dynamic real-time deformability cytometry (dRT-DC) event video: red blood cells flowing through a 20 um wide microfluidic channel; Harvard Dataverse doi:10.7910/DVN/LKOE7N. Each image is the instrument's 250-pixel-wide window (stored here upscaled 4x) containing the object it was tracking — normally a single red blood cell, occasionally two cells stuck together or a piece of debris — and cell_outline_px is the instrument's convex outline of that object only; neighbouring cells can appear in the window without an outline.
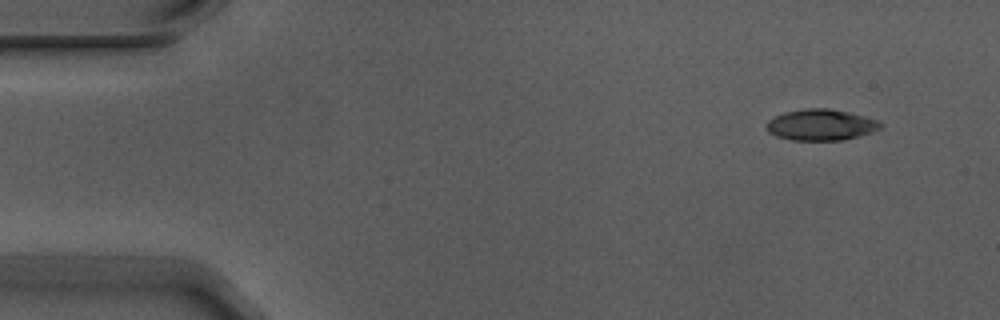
{"species": "Egyptian fruit bat (a non-hibernating species)", "species_latin": "Rousettus aegyptiacus", "temperature_condition": "warm", "stored_images_in_passage": 4, "camera_frame_rate_fps": 3000, "um_per_image_px": 0.085, "animal": {"sex": "male"}, "frame": {"image": 1, "passage_image": 1, "time_ms": 0.0, "image_size_px": [1000, 320], "cell_outline_px": [[884, 124], [880, 128], [872, 132], [860, 136], [844, 140], [792, 140], [776, 136], [768, 132], [764, 128], [768, 120], [784, 112], [804, 108], [828, 108], [848, 112], [880, 120]], "centroid_in_image_um": [69.78, 10.61], "position_along_channel_um": 15.2, "area_um2": 20.92}}
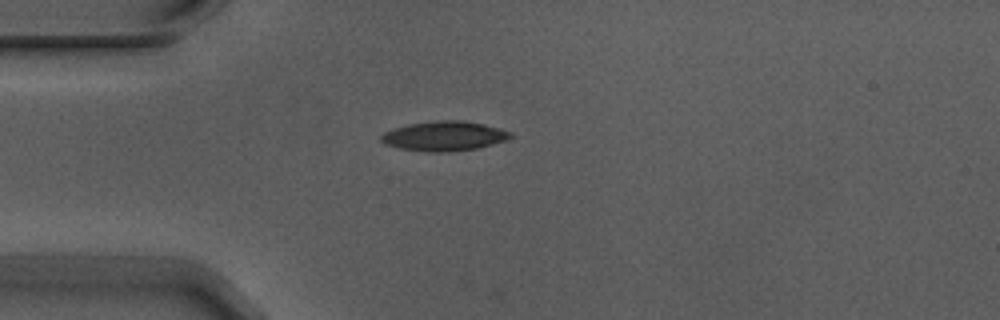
{"frame": {"image": 2, "passage_image": 4, "time_ms": 1.0, "image_size_px": [1000, 320], "cell_outline_px": [[512, 136], [504, 140], [492, 144], [476, 148], [440, 152], [432, 152], [400, 148], [384, 144], [380, 140], [380, 136], [384, 132], [392, 128], [408, 124], [440, 120], [460, 120], [484, 124], [512, 132]], "centroid_in_image_um": [37.71, 11.55], "position_along_channel_um": 47.3, "area_um2": 22.08}}